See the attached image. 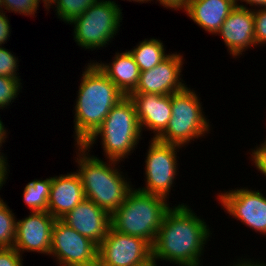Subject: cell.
<instances>
[{
    "mask_svg": "<svg viewBox=\"0 0 266 266\" xmlns=\"http://www.w3.org/2000/svg\"><path fill=\"white\" fill-rule=\"evenodd\" d=\"M175 205L166 211L152 245V255L163 263L203 266L202 256L212 238L211 228L188 204Z\"/></svg>",
    "mask_w": 266,
    "mask_h": 266,
    "instance_id": "1",
    "label": "cell"
},
{
    "mask_svg": "<svg viewBox=\"0 0 266 266\" xmlns=\"http://www.w3.org/2000/svg\"><path fill=\"white\" fill-rule=\"evenodd\" d=\"M74 102V145H83L125 95L94 62L82 69Z\"/></svg>",
    "mask_w": 266,
    "mask_h": 266,
    "instance_id": "2",
    "label": "cell"
},
{
    "mask_svg": "<svg viewBox=\"0 0 266 266\" xmlns=\"http://www.w3.org/2000/svg\"><path fill=\"white\" fill-rule=\"evenodd\" d=\"M74 146V160L78 167L76 172L81 179L85 198L111 214L123 204L135 185L119 168L121 162L110 159L104 161L90 154L83 145Z\"/></svg>",
    "mask_w": 266,
    "mask_h": 266,
    "instance_id": "3",
    "label": "cell"
},
{
    "mask_svg": "<svg viewBox=\"0 0 266 266\" xmlns=\"http://www.w3.org/2000/svg\"><path fill=\"white\" fill-rule=\"evenodd\" d=\"M142 135L135 105L129 96H125L83 146L90 152L100 138L104 158L124 162L137 149Z\"/></svg>",
    "mask_w": 266,
    "mask_h": 266,
    "instance_id": "4",
    "label": "cell"
},
{
    "mask_svg": "<svg viewBox=\"0 0 266 266\" xmlns=\"http://www.w3.org/2000/svg\"><path fill=\"white\" fill-rule=\"evenodd\" d=\"M170 204L161 196L133 187L123 204L110 214V227L153 245Z\"/></svg>",
    "mask_w": 266,
    "mask_h": 266,
    "instance_id": "5",
    "label": "cell"
},
{
    "mask_svg": "<svg viewBox=\"0 0 266 266\" xmlns=\"http://www.w3.org/2000/svg\"><path fill=\"white\" fill-rule=\"evenodd\" d=\"M200 100L201 97L190 88V85L171 94L172 116L167 128L157 140L186 149L192 141L208 136L212 125L203 111Z\"/></svg>",
    "mask_w": 266,
    "mask_h": 266,
    "instance_id": "6",
    "label": "cell"
},
{
    "mask_svg": "<svg viewBox=\"0 0 266 266\" xmlns=\"http://www.w3.org/2000/svg\"><path fill=\"white\" fill-rule=\"evenodd\" d=\"M115 0H98L73 19V40L89 51L106 48L120 31L123 12ZM107 45V46H106Z\"/></svg>",
    "mask_w": 266,
    "mask_h": 266,
    "instance_id": "7",
    "label": "cell"
},
{
    "mask_svg": "<svg viewBox=\"0 0 266 266\" xmlns=\"http://www.w3.org/2000/svg\"><path fill=\"white\" fill-rule=\"evenodd\" d=\"M145 153V187L139 190L161 196L169 201V195L179 174L178 162L182 147L151 139ZM178 152V153H177Z\"/></svg>",
    "mask_w": 266,
    "mask_h": 266,
    "instance_id": "8",
    "label": "cell"
},
{
    "mask_svg": "<svg viewBox=\"0 0 266 266\" xmlns=\"http://www.w3.org/2000/svg\"><path fill=\"white\" fill-rule=\"evenodd\" d=\"M49 256L58 266H98V245L56 219Z\"/></svg>",
    "mask_w": 266,
    "mask_h": 266,
    "instance_id": "9",
    "label": "cell"
},
{
    "mask_svg": "<svg viewBox=\"0 0 266 266\" xmlns=\"http://www.w3.org/2000/svg\"><path fill=\"white\" fill-rule=\"evenodd\" d=\"M229 189L216 194L221 210L257 234L266 236V196L249 187Z\"/></svg>",
    "mask_w": 266,
    "mask_h": 266,
    "instance_id": "10",
    "label": "cell"
},
{
    "mask_svg": "<svg viewBox=\"0 0 266 266\" xmlns=\"http://www.w3.org/2000/svg\"><path fill=\"white\" fill-rule=\"evenodd\" d=\"M151 255L152 245L148 241L109 227L98 245V266H134Z\"/></svg>",
    "mask_w": 266,
    "mask_h": 266,
    "instance_id": "11",
    "label": "cell"
},
{
    "mask_svg": "<svg viewBox=\"0 0 266 266\" xmlns=\"http://www.w3.org/2000/svg\"><path fill=\"white\" fill-rule=\"evenodd\" d=\"M184 61L183 53L171 52L150 70L140 72L139 82L131 94L171 95L182 91L187 87L182 78Z\"/></svg>",
    "mask_w": 266,
    "mask_h": 266,
    "instance_id": "12",
    "label": "cell"
},
{
    "mask_svg": "<svg viewBox=\"0 0 266 266\" xmlns=\"http://www.w3.org/2000/svg\"><path fill=\"white\" fill-rule=\"evenodd\" d=\"M55 218L46 211L30 212L16 220L13 247L23 256L25 252L48 255L51 250L52 227Z\"/></svg>",
    "mask_w": 266,
    "mask_h": 266,
    "instance_id": "13",
    "label": "cell"
},
{
    "mask_svg": "<svg viewBox=\"0 0 266 266\" xmlns=\"http://www.w3.org/2000/svg\"><path fill=\"white\" fill-rule=\"evenodd\" d=\"M217 35L222 37L228 54L233 59L244 56V52L250 48L252 50L257 48L254 37L253 10L237 4L215 34Z\"/></svg>",
    "mask_w": 266,
    "mask_h": 266,
    "instance_id": "14",
    "label": "cell"
},
{
    "mask_svg": "<svg viewBox=\"0 0 266 266\" xmlns=\"http://www.w3.org/2000/svg\"><path fill=\"white\" fill-rule=\"evenodd\" d=\"M129 98L135 105L141 132L151 131V139H157L172 116L171 95L140 93L130 94Z\"/></svg>",
    "mask_w": 266,
    "mask_h": 266,
    "instance_id": "15",
    "label": "cell"
},
{
    "mask_svg": "<svg viewBox=\"0 0 266 266\" xmlns=\"http://www.w3.org/2000/svg\"><path fill=\"white\" fill-rule=\"evenodd\" d=\"M61 220L97 245L106 237L110 227V214L86 198Z\"/></svg>",
    "mask_w": 266,
    "mask_h": 266,
    "instance_id": "16",
    "label": "cell"
},
{
    "mask_svg": "<svg viewBox=\"0 0 266 266\" xmlns=\"http://www.w3.org/2000/svg\"><path fill=\"white\" fill-rule=\"evenodd\" d=\"M84 199V188L76 171L52 177L48 213L55 219L63 218Z\"/></svg>",
    "mask_w": 266,
    "mask_h": 266,
    "instance_id": "17",
    "label": "cell"
},
{
    "mask_svg": "<svg viewBox=\"0 0 266 266\" xmlns=\"http://www.w3.org/2000/svg\"><path fill=\"white\" fill-rule=\"evenodd\" d=\"M236 5L233 0H190L184 12L205 33L215 35Z\"/></svg>",
    "mask_w": 266,
    "mask_h": 266,
    "instance_id": "18",
    "label": "cell"
},
{
    "mask_svg": "<svg viewBox=\"0 0 266 266\" xmlns=\"http://www.w3.org/2000/svg\"><path fill=\"white\" fill-rule=\"evenodd\" d=\"M111 61L106 63L100 60L99 63L97 60H90L89 62H94L125 96H129L139 82L140 70L137 63L128 50L122 53L115 52Z\"/></svg>",
    "mask_w": 266,
    "mask_h": 266,
    "instance_id": "19",
    "label": "cell"
},
{
    "mask_svg": "<svg viewBox=\"0 0 266 266\" xmlns=\"http://www.w3.org/2000/svg\"><path fill=\"white\" fill-rule=\"evenodd\" d=\"M128 51L133 56L140 72L150 70L170 54L165 52L166 47L163 41L154 37L145 38Z\"/></svg>",
    "mask_w": 266,
    "mask_h": 266,
    "instance_id": "20",
    "label": "cell"
},
{
    "mask_svg": "<svg viewBox=\"0 0 266 266\" xmlns=\"http://www.w3.org/2000/svg\"><path fill=\"white\" fill-rule=\"evenodd\" d=\"M52 176L46 179H34L23 189V201L30 212H48Z\"/></svg>",
    "mask_w": 266,
    "mask_h": 266,
    "instance_id": "21",
    "label": "cell"
},
{
    "mask_svg": "<svg viewBox=\"0 0 266 266\" xmlns=\"http://www.w3.org/2000/svg\"><path fill=\"white\" fill-rule=\"evenodd\" d=\"M98 0H49L46 3L47 13L50 8L55 9L60 21L69 24L73 19L84 13ZM55 6V8L53 7Z\"/></svg>",
    "mask_w": 266,
    "mask_h": 266,
    "instance_id": "22",
    "label": "cell"
},
{
    "mask_svg": "<svg viewBox=\"0 0 266 266\" xmlns=\"http://www.w3.org/2000/svg\"><path fill=\"white\" fill-rule=\"evenodd\" d=\"M12 211L0 195V248L14 245L17 218Z\"/></svg>",
    "mask_w": 266,
    "mask_h": 266,
    "instance_id": "23",
    "label": "cell"
},
{
    "mask_svg": "<svg viewBox=\"0 0 266 266\" xmlns=\"http://www.w3.org/2000/svg\"><path fill=\"white\" fill-rule=\"evenodd\" d=\"M21 79H14L8 76H0V109H7L20 92H22Z\"/></svg>",
    "mask_w": 266,
    "mask_h": 266,
    "instance_id": "24",
    "label": "cell"
},
{
    "mask_svg": "<svg viewBox=\"0 0 266 266\" xmlns=\"http://www.w3.org/2000/svg\"><path fill=\"white\" fill-rule=\"evenodd\" d=\"M43 3V7L46 11V3L44 0H2V5H3V11L6 10L5 12L7 13H13L17 15L22 14L26 16L33 17L35 16L37 10H39V3Z\"/></svg>",
    "mask_w": 266,
    "mask_h": 266,
    "instance_id": "25",
    "label": "cell"
},
{
    "mask_svg": "<svg viewBox=\"0 0 266 266\" xmlns=\"http://www.w3.org/2000/svg\"><path fill=\"white\" fill-rule=\"evenodd\" d=\"M19 60L12 51L0 46V76L21 79L19 73Z\"/></svg>",
    "mask_w": 266,
    "mask_h": 266,
    "instance_id": "26",
    "label": "cell"
},
{
    "mask_svg": "<svg viewBox=\"0 0 266 266\" xmlns=\"http://www.w3.org/2000/svg\"><path fill=\"white\" fill-rule=\"evenodd\" d=\"M256 47L266 45V8L253 10ZM265 44V45H264Z\"/></svg>",
    "mask_w": 266,
    "mask_h": 266,
    "instance_id": "27",
    "label": "cell"
},
{
    "mask_svg": "<svg viewBox=\"0 0 266 266\" xmlns=\"http://www.w3.org/2000/svg\"><path fill=\"white\" fill-rule=\"evenodd\" d=\"M249 159L254 165L256 170L265 176L266 178V145L263 143L258 144L251 149Z\"/></svg>",
    "mask_w": 266,
    "mask_h": 266,
    "instance_id": "28",
    "label": "cell"
},
{
    "mask_svg": "<svg viewBox=\"0 0 266 266\" xmlns=\"http://www.w3.org/2000/svg\"><path fill=\"white\" fill-rule=\"evenodd\" d=\"M23 256L14 247L0 248V266H24Z\"/></svg>",
    "mask_w": 266,
    "mask_h": 266,
    "instance_id": "29",
    "label": "cell"
},
{
    "mask_svg": "<svg viewBox=\"0 0 266 266\" xmlns=\"http://www.w3.org/2000/svg\"><path fill=\"white\" fill-rule=\"evenodd\" d=\"M10 18L8 19V15H6L5 11L0 12V46H4L7 43L9 37L11 36V24Z\"/></svg>",
    "mask_w": 266,
    "mask_h": 266,
    "instance_id": "30",
    "label": "cell"
},
{
    "mask_svg": "<svg viewBox=\"0 0 266 266\" xmlns=\"http://www.w3.org/2000/svg\"><path fill=\"white\" fill-rule=\"evenodd\" d=\"M6 141L7 140H0V182L3 185L6 184V181H7L8 177H9L8 175L10 173V170L8 168L10 166H9V163L7 162L8 161L7 160L8 159L7 158V154L5 155V153H3V150H1Z\"/></svg>",
    "mask_w": 266,
    "mask_h": 266,
    "instance_id": "31",
    "label": "cell"
},
{
    "mask_svg": "<svg viewBox=\"0 0 266 266\" xmlns=\"http://www.w3.org/2000/svg\"><path fill=\"white\" fill-rule=\"evenodd\" d=\"M152 2L154 0H151ZM162 5L163 8L171 9V10H176V11H185L187 9L188 3L190 0H155Z\"/></svg>",
    "mask_w": 266,
    "mask_h": 266,
    "instance_id": "32",
    "label": "cell"
},
{
    "mask_svg": "<svg viewBox=\"0 0 266 266\" xmlns=\"http://www.w3.org/2000/svg\"><path fill=\"white\" fill-rule=\"evenodd\" d=\"M254 258L250 259L249 258H243V256L236 259L234 263L230 262L231 264L228 266H266V263H264V261L260 260L258 261L257 259H255V261L253 260Z\"/></svg>",
    "mask_w": 266,
    "mask_h": 266,
    "instance_id": "33",
    "label": "cell"
},
{
    "mask_svg": "<svg viewBox=\"0 0 266 266\" xmlns=\"http://www.w3.org/2000/svg\"><path fill=\"white\" fill-rule=\"evenodd\" d=\"M242 2H244L245 4ZM238 5L244 8H248L247 5H249L250 10H256L266 8V0H240Z\"/></svg>",
    "mask_w": 266,
    "mask_h": 266,
    "instance_id": "34",
    "label": "cell"
},
{
    "mask_svg": "<svg viewBox=\"0 0 266 266\" xmlns=\"http://www.w3.org/2000/svg\"><path fill=\"white\" fill-rule=\"evenodd\" d=\"M159 260H157L153 255H151L150 257H148L146 260H144L143 262L141 263H138L134 266H157Z\"/></svg>",
    "mask_w": 266,
    "mask_h": 266,
    "instance_id": "35",
    "label": "cell"
},
{
    "mask_svg": "<svg viewBox=\"0 0 266 266\" xmlns=\"http://www.w3.org/2000/svg\"><path fill=\"white\" fill-rule=\"evenodd\" d=\"M8 129L5 127V124L2 122L0 117V140H6L8 138Z\"/></svg>",
    "mask_w": 266,
    "mask_h": 266,
    "instance_id": "36",
    "label": "cell"
},
{
    "mask_svg": "<svg viewBox=\"0 0 266 266\" xmlns=\"http://www.w3.org/2000/svg\"><path fill=\"white\" fill-rule=\"evenodd\" d=\"M123 1H125V0H123ZM127 1H129V2H132L133 1L135 3L137 2V3H140V4H143V3L146 4L148 2L151 3V0H127Z\"/></svg>",
    "mask_w": 266,
    "mask_h": 266,
    "instance_id": "37",
    "label": "cell"
},
{
    "mask_svg": "<svg viewBox=\"0 0 266 266\" xmlns=\"http://www.w3.org/2000/svg\"><path fill=\"white\" fill-rule=\"evenodd\" d=\"M3 11L2 0H0V12Z\"/></svg>",
    "mask_w": 266,
    "mask_h": 266,
    "instance_id": "38",
    "label": "cell"
},
{
    "mask_svg": "<svg viewBox=\"0 0 266 266\" xmlns=\"http://www.w3.org/2000/svg\"><path fill=\"white\" fill-rule=\"evenodd\" d=\"M263 140H264V141H262L263 144L266 145V138H264Z\"/></svg>",
    "mask_w": 266,
    "mask_h": 266,
    "instance_id": "39",
    "label": "cell"
},
{
    "mask_svg": "<svg viewBox=\"0 0 266 266\" xmlns=\"http://www.w3.org/2000/svg\"><path fill=\"white\" fill-rule=\"evenodd\" d=\"M3 184L0 182V190H2Z\"/></svg>",
    "mask_w": 266,
    "mask_h": 266,
    "instance_id": "40",
    "label": "cell"
},
{
    "mask_svg": "<svg viewBox=\"0 0 266 266\" xmlns=\"http://www.w3.org/2000/svg\"><path fill=\"white\" fill-rule=\"evenodd\" d=\"M233 1L236 2L237 4H239V1H240V0H233Z\"/></svg>",
    "mask_w": 266,
    "mask_h": 266,
    "instance_id": "41",
    "label": "cell"
}]
</instances>
